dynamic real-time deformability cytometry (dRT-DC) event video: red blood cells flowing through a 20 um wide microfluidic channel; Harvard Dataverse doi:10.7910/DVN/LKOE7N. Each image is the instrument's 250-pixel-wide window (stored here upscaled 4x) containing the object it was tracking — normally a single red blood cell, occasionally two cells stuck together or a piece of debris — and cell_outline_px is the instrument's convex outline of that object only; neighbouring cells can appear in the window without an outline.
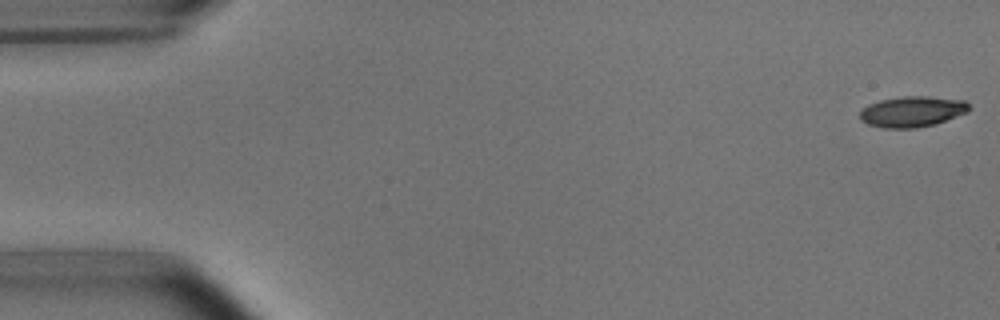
{"species": "common noctule bat (a hibernating species)", "species_latin": "Nyctalus noctula", "temperature_condition": "room temperature", "stored_images_in_passage": 52, "camera_frame_rate_fps": 3000, "um_per_image_px": 0.085, "animal": {"sex": "male", "body_mass_g": 15.6}, "frame": {"image": 1, "passage_image": 1, "time_ms": 0.0, "image_size_px": [1000, 320], "cell_outline_px": [[972, 108], [968, 112], [936, 124], [916, 128], [884, 128], [868, 124], [860, 120], [860, 112], [868, 104], [880, 100], [904, 96], [928, 96], [964, 100]], "centroid_in_image_um": [77.56, 9.48], "position_along_channel_um": 7.4, "area_um2": 19.65}}
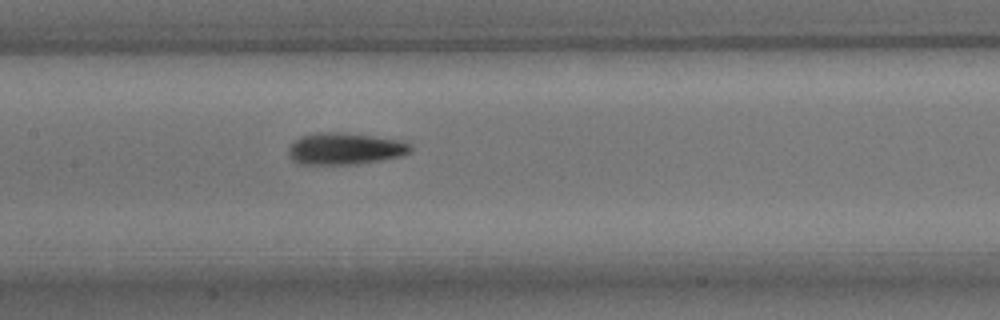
{"frame": {"image": 2, "passage_image": 25, "time_ms": 8.0, "image_size_px": [1000, 320], "cell_outline_px": [[412, 148], [408, 152], [400, 156], [380, 160], [356, 164], [300, 164], [292, 160], [288, 156], [288, 148], [292, 140], [300, 136], [316, 132], [344, 132], [372, 136], [396, 140], [412, 144]], "centroid_in_image_um": [29.24, 12.63], "position_along_channel_um": 178.2, "area_um2": 22.66}}
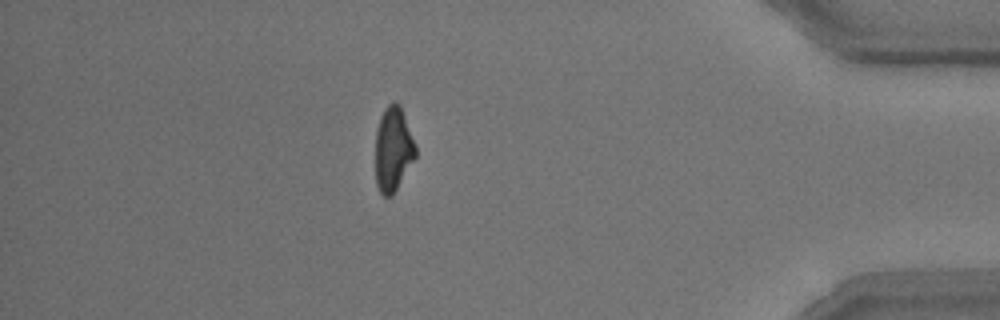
{"frame": {"image": 3, "passage_image": 46, "time_ms": 15.0, "image_size_px": [1000, 320], "cell_outline_px": [[416, 156], [392, 196], [384, 196], [380, 192], [376, 184], [376, 132], [380, 116], [384, 108], [388, 104], [396, 100], [400, 104], [416, 148]], "centroid_in_image_um": [33.4, 12.66], "position_along_channel_um": 401.8, "area_um2": 19.59}, "authors_computed_cell_mechanics": {"area_um2": 20.7502, "velocity_mm_per_s": 3.7918, "shape_relaxation_time_tau1_ms": 4.2052, "shape_relaxation_time_tau2_ms": 3.8308, "deformation_change_tau1": 0.1569, "deformation_change_tau2": 0.1286}}